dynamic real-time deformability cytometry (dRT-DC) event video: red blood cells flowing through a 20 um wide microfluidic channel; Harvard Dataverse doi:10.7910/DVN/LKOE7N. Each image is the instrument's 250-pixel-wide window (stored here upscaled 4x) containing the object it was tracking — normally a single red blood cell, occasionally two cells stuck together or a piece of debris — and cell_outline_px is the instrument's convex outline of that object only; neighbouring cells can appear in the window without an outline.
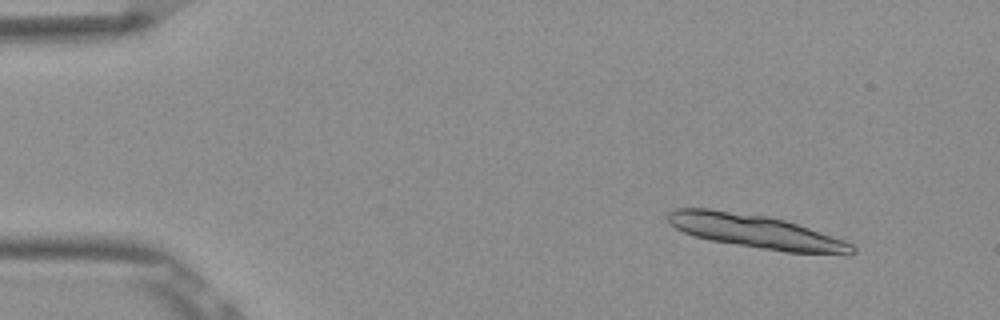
{"species": "Egyptian fruit bat (a non-hibernating species)", "species_latin": "Rousettus aegyptiacus", "temperature_condition": "room temperature", "stored_images_in_passage": 4, "camera_frame_rate_fps": 3000, "um_per_image_px": 0.085, "frame": {"image": 1, "passage_image": 1, "time_ms": 0.0, "image_size_px": [1000, 320], "cell_outline_px": [[856, 252], [848, 256], [784, 252], [712, 240], [696, 236], [684, 232], [676, 228], [668, 220], [668, 212], [676, 208], [708, 208], [768, 216], [784, 220], [844, 240], [852, 244], [856, 248]], "centroid_in_image_um": [64.34, 19.7], "position_along_channel_um": 20.7, "area_um2": 36.01}}